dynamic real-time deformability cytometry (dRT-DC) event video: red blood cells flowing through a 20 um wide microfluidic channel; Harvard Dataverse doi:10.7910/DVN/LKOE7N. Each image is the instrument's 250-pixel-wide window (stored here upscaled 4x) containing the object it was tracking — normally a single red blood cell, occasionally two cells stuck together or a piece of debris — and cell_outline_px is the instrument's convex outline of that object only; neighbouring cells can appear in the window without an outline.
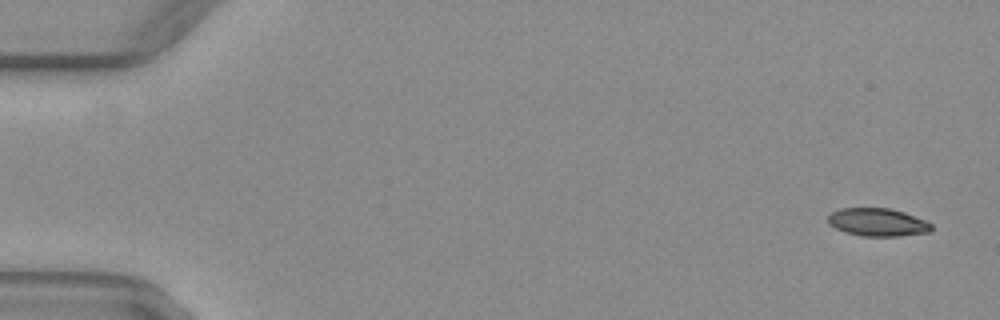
{"species": "common noctule bat (a hibernating species)", "species_latin": "Nyctalus noctula", "temperature_condition": "warm", "stored_images_in_passage": 16, "camera_frame_rate_fps": 3000, "um_per_image_px": 0.085, "animal": {"sex": "female", "body_mass_g": 29.2, "forearm_length_mm": 56.3}, "frame": {"image": 1, "passage_image": 2, "time_ms": 0.333, "image_size_px": [1000, 320], "cell_outline_px": [[932, 232], [900, 236], [864, 236], [844, 232], [828, 224], [828, 216], [832, 212], [840, 208], [888, 208], [904, 212], [924, 220], [932, 224]], "centroid_in_image_um": [74.6, 18.89], "position_along_channel_um": 10.4, "area_um2": 16.88}}
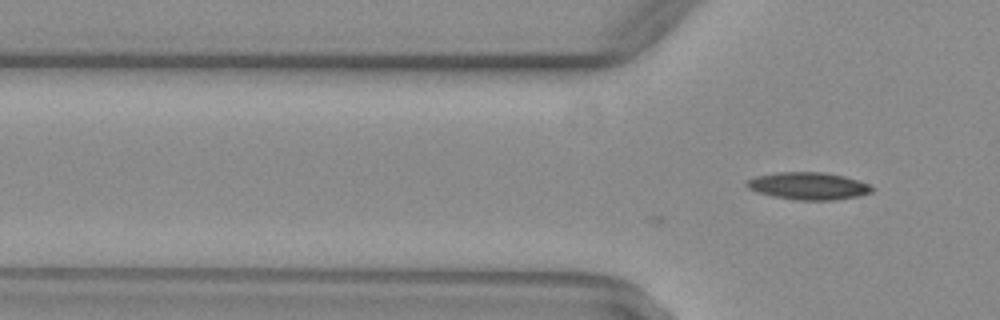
{"frame": {"image": 2, "passage_image": 16, "time_ms": 5.0, "image_size_px": [1000, 320], "cell_outline_px": [[876, 188], [872, 192], [860, 196], [836, 200], [796, 200], [772, 196], [748, 188], [744, 184], [748, 180], [756, 176], [776, 172], [824, 172], [844, 176], [868, 184]], "centroid_in_image_um": [68.74, 15.81], "position_along_channel_um": 57.1, "area_um2": 20.0}}